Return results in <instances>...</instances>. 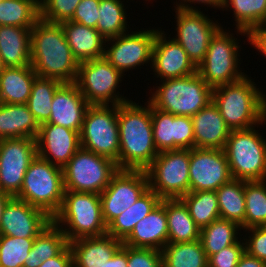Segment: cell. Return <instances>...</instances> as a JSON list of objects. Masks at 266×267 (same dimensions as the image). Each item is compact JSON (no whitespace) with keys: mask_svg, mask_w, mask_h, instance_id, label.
Returning <instances> with one entry per match:
<instances>
[{"mask_svg":"<svg viewBox=\"0 0 266 267\" xmlns=\"http://www.w3.org/2000/svg\"><path fill=\"white\" fill-rule=\"evenodd\" d=\"M134 101L118 105L119 170H146L158 155L151 118V104Z\"/></svg>","mask_w":266,"mask_h":267,"instance_id":"obj_1","label":"cell"},{"mask_svg":"<svg viewBox=\"0 0 266 267\" xmlns=\"http://www.w3.org/2000/svg\"><path fill=\"white\" fill-rule=\"evenodd\" d=\"M31 67L42 78L74 83L79 68L60 23L41 17L31 29Z\"/></svg>","mask_w":266,"mask_h":267,"instance_id":"obj_2","label":"cell"},{"mask_svg":"<svg viewBox=\"0 0 266 267\" xmlns=\"http://www.w3.org/2000/svg\"><path fill=\"white\" fill-rule=\"evenodd\" d=\"M251 80L245 74L238 81L212 90V102L231 131L266 124V95Z\"/></svg>","mask_w":266,"mask_h":267,"instance_id":"obj_3","label":"cell"},{"mask_svg":"<svg viewBox=\"0 0 266 267\" xmlns=\"http://www.w3.org/2000/svg\"><path fill=\"white\" fill-rule=\"evenodd\" d=\"M52 221L62 229L68 242L107 234L100 194L65 190L62 206Z\"/></svg>","mask_w":266,"mask_h":267,"instance_id":"obj_4","label":"cell"},{"mask_svg":"<svg viewBox=\"0 0 266 267\" xmlns=\"http://www.w3.org/2000/svg\"><path fill=\"white\" fill-rule=\"evenodd\" d=\"M148 102L156 109L192 117L212 102V88L196 72L181 78L160 81Z\"/></svg>","mask_w":266,"mask_h":267,"instance_id":"obj_5","label":"cell"},{"mask_svg":"<svg viewBox=\"0 0 266 267\" xmlns=\"http://www.w3.org/2000/svg\"><path fill=\"white\" fill-rule=\"evenodd\" d=\"M63 170L38 155L28 167L16 198L44 211L53 218L64 197Z\"/></svg>","mask_w":266,"mask_h":267,"instance_id":"obj_6","label":"cell"},{"mask_svg":"<svg viewBox=\"0 0 266 267\" xmlns=\"http://www.w3.org/2000/svg\"><path fill=\"white\" fill-rule=\"evenodd\" d=\"M255 129L230 131L224 152L234 179L266 180V139Z\"/></svg>","mask_w":266,"mask_h":267,"instance_id":"obj_7","label":"cell"},{"mask_svg":"<svg viewBox=\"0 0 266 267\" xmlns=\"http://www.w3.org/2000/svg\"><path fill=\"white\" fill-rule=\"evenodd\" d=\"M79 135L81 148L107 157L118 166V106L90 105L86 110Z\"/></svg>","mask_w":266,"mask_h":267,"instance_id":"obj_8","label":"cell"},{"mask_svg":"<svg viewBox=\"0 0 266 267\" xmlns=\"http://www.w3.org/2000/svg\"><path fill=\"white\" fill-rule=\"evenodd\" d=\"M237 38L224 31L223 26L211 38L205 59L197 66V73L212 88L233 83L245 75L239 70L240 53Z\"/></svg>","mask_w":266,"mask_h":267,"instance_id":"obj_9","label":"cell"},{"mask_svg":"<svg viewBox=\"0 0 266 267\" xmlns=\"http://www.w3.org/2000/svg\"><path fill=\"white\" fill-rule=\"evenodd\" d=\"M62 170L65 190L101 194L119 168L113 160L80 148Z\"/></svg>","mask_w":266,"mask_h":267,"instance_id":"obj_10","label":"cell"},{"mask_svg":"<svg viewBox=\"0 0 266 267\" xmlns=\"http://www.w3.org/2000/svg\"><path fill=\"white\" fill-rule=\"evenodd\" d=\"M190 150L159 152L145 170L149 188L161 199H180L190 192Z\"/></svg>","mask_w":266,"mask_h":267,"instance_id":"obj_11","label":"cell"},{"mask_svg":"<svg viewBox=\"0 0 266 267\" xmlns=\"http://www.w3.org/2000/svg\"><path fill=\"white\" fill-rule=\"evenodd\" d=\"M123 74L104 57L79 63L75 84L90 105H120L131 101L116 90Z\"/></svg>","mask_w":266,"mask_h":267,"instance_id":"obj_12","label":"cell"},{"mask_svg":"<svg viewBox=\"0 0 266 267\" xmlns=\"http://www.w3.org/2000/svg\"><path fill=\"white\" fill-rule=\"evenodd\" d=\"M149 189L145 170H119L101 192L102 217L108 225Z\"/></svg>","mask_w":266,"mask_h":267,"instance_id":"obj_13","label":"cell"},{"mask_svg":"<svg viewBox=\"0 0 266 267\" xmlns=\"http://www.w3.org/2000/svg\"><path fill=\"white\" fill-rule=\"evenodd\" d=\"M176 40L197 67L206 56L211 38L221 28L201 10H184L175 7Z\"/></svg>","mask_w":266,"mask_h":267,"instance_id":"obj_14","label":"cell"},{"mask_svg":"<svg viewBox=\"0 0 266 267\" xmlns=\"http://www.w3.org/2000/svg\"><path fill=\"white\" fill-rule=\"evenodd\" d=\"M37 156L36 139L13 138L0 140V190L16 197L25 173Z\"/></svg>","mask_w":266,"mask_h":267,"instance_id":"obj_15","label":"cell"},{"mask_svg":"<svg viewBox=\"0 0 266 267\" xmlns=\"http://www.w3.org/2000/svg\"><path fill=\"white\" fill-rule=\"evenodd\" d=\"M141 30L132 31L130 34L126 32L106 40V43L110 42L112 46L105 45L107 47L104 58L123 75L137 66L152 63L153 45L158 29Z\"/></svg>","mask_w":266,"mask_h":267,"instance_id":"obj_16","label":"cell"},{"mask_svg":"<svg viewBox=\"0 0 266 267\" xmlns=\"http://www.w3.org/2000/svg\"><path fill=\"white\" fill-rule=\"evenodd\" d=\"M231 179L224 149H190V192L216 191Z\"/></svg>","mask_w":266,"mask_h":267,"instance_id":"obj_17","label":"cell"},{"mask_svg":"<svg viewBox=\"0 0 266 267\" xmlns=\"http://www.w3.org/2000/svg\"><path fill=\"white\" fill-rule=\"evenodd\" d=\"M153 138L159 152L194 148L191 117L160 111L151 105Z\"/></svg>","mask_w":266,"mask_h":267,"instance_id":"obj_18","label":"cell"},{"mask_svg":"<svg viewBox=\"0 0 266 267\" xmlns=\"http://www.w3.org/2000/svg\"><path fill=\"white\" fill-rule=\"evenodd\" d=\"M52 222L44 211L12 197L6 204L0 221V235L35 238Z\"/></svg>","mask_w":266,"mask_h":267,"instance_id":"obj_19","label":"cell"},{"mask_svg":"<svg viewBox=\"0 0 266 267\" xmlns=\"http://www.w3.org/2000/svg\"><path fill=\"white\" fill-rule=\"evenodd\" d=\"M37 155L63 168L81 148L78 131L52 123L40 125L36 137Z\"/></svg>","mask_w":266,"mask_h":267,"instance_id":"obj_20","label":"cell"},{"mask_svg":"<svg viewBox=\"0 0 266 267\" xmlns=\"http://www.w3.org/2000/svg\"><path fill=\"white\" fill-rule=\"evenodd\" d=\"M164 33L162 29L158 30L152 51L151 67L157 78L165 80L195 74L197 67L186 51L173 38L166 39L167 35Z\"/></svg>","mask_w":266,"mask_h":267,"instance_id":"obj_21","label":"cell"},{"mask_svg":"<svg viewBox=\"0 0 266 267\" xmlns=\"http://www.w3.org/2000/svg\"><path fill=\"white\" fill-rule=\"evenodd\" d=\"M89 106L75 83H63L53 96L51 115L46 123L57 124L80 133Z\"/></svg>","mask_w":266,"mask_h":267,"instance_id":"obj_22","label":"cell"},{"mask_svg":"<svg viewBox=\"0 0 266 267\" xmlns=\"http://www.w3.org/2000/svg\"><path fill=\"white\" fill-rule=\"evenodd\" d=\"M135 248H152L161 251L168 243V224L165 199L142 218L132 232L122 241Z\"/></svg>","mask_w":266,"mask_h":267,"instance_id":"obj_23","label":"cell"},{"mask_svg":"<svg viewBox=\"0 0 266 267\" xmlns=\"http://www.w3.org/2000/svg\"><path fill=\"white\" fill-rule=\"evenodd\" d=\"M194 133V147L206 149H224L230 129L218 107L210 102L191 117Z\"/></svg>","mask_w":266,"mask_h":267,"instance_id":"obj_24","label":"cell"},{"mask_svg":"<svg viewBox=\"0 0 266 267\" xmlns=\"http://www.w3.org/2000/svg\"><path fill=\"white\" fill-rule=\"evenodd\" d=\"M73 267H102L122 247L121 240L108 234L68 242Z\"/></svg>","mask_w":266,"mask_h":267,"instance_id":"obj_25","label":"cell"},{"mask_svg":"<svg viewBox=\"0 0 266 267\" xmlns=\"http://www.w3.org/2000/svg\"><path fill=\"white\" fill-rule=\"evenodd\" d=\"M60 25L78 63L104 57L106 38L97 29L74 21H65Z\"/></svg>","mask_w":266,"mask_h":267,"instance_id":"obj_26","label":"cell"},{"mask_svg":"<svg viewBox=\"0 0 266 267\" xmlns=\"http://www.w3.org/2000/svg\"><path fill=\"white\" fill-rule=\"evenodd\" d=\"M40 125L26 104H0V140L36 139Z\"/></svg>","mask_w":266,"mask_h":267,"instance_id":"obj_27","label":"cell"},{"mask_svg":"<svg viewBox=\"0 0 266 267\" xmlns=\"http://www.w3.org/2000/svg\"><path fill=\"white\" fill-rule=\"evenodd\" d=\"M31 29L0 26V56L6 67L31 66Z\"/></svg>","mask_w":266,"mask_h":267,"instance_id":"obj_28","label":"cell"},{"mask_svg":"<svg viewBox=\"0 0 266 267\" xmlns=\"http://www.w3.org/2000/svg\"><path fill=\"white\" fill-rule=\"evenodd\" d=\"M37 76L31 66L6 67L0 73L1 103L26 104Z\"/></svg>","mask_w":266,"mask_h":267,"instance_id":"obj_29","label":"cell"},{"mask_svg":"<svg viewBox=\"0 0 266 267\" xmlns=\"http://www.w3.org/2000/svg\"><path fill=\"white\" fill-rule=\"evenodd\" d=\"M161 200L162 199L149 188L132 206L115 217L107 225V234L123 241L132 232L135 225L142 218L147 216Z\"/></svg>","mask_w":266,"mask_h":267,"instance_id":"obj_30","label":"cell"},{"mask_svg":"<svg viewBox=\"0 0 266 267\" xmlns=\"http://www.w3.org/2000/svg\"><path fill=\"white\" fill-rule=\"evenodd\" d=\"M168 243L193 242L200 239V228L180 199H165Z\"/></svg>","mask_w":266,"mask_h":267,"instance_id":"obj_31","label":"cell"},{"mask_svg":"<svg viewBox=\"0 0 266 267\" xmlns=\"http://www.w3.org/2000/svg\"><path fill=\"white\" fill-rule=\"evenodd\" d=\"M67 245L62 229L52 221L35 237L24 267H39L43 261L57 256Z\"/></svg>","mask_w":266,"mask_h":267,"instance_id":"obj_32","label":"cell"},{"mask_svg":"<svg viewBox=\"0 0 266 267\" xmlns=\"http://www.w3.org/2000/svg\"><path fill=\"white\" fill-rule=\"evenodd\" d=\"M220 218L237 223L245 229L244 181L232 178L216 191Z\"/></svg>","mask_w":266,"mask_h":267,"instance_id":"obj_33","label":"cell"},{"mask_svg":"<svg viewBox=\"0 0 266 267\" xmlns=\"http://www.w3.org/2000/svg\"><path fill=\"white\" fill-rule=\"evenodd\" d=\"M162 267H208V258L199 240L167 243L161 250Z\"/></svg>","mask_w":266,"mask_h":267,"instance_id":"obj_34","label":"cell"},{"mask_svg":"<svg viewBox=\"0 0 266 267\" xmlns=\"http://www.w3.org/2000/svg\"><path fill=\"white\" fill-rule=\"evenodd\" d=\"M230 5V6H229ZM233 9L237 33L249 39L266 18V0H224L222 9Z\"/></svg>","mask_w":266,"mask_h":267,"instance_id":"obj_35","label":"cell"},{"mask_svg":"<svg viewBox=\"0 0 266 267\" xmlns=\"http://www.w3.org/2000/svg\"><path fill=\"white\" fill-rule=\"evenodd\" d=\"M241 227L227 219L219 218L200 229V241L207 258L238 241Z\"/></svg>","mask_w":266,"mask_h":267,"instance_id":"obj_36","label":"cell"},{"mask_svg":"<svg viewBox=\"0 0 266 267\" xmlns=\"http://www.w3.org/2000/svg\"><path fill=\"white\" fill-rule=\"evenodd\" d=\"M62 84L63 82L53 78H35L26 105L39 125L49 120L53 96Z\"/></svg>","mask_w":266,"mask_h":267,"instance_id":"obj_37","label":"cell"},{"mask_svg":"<svg viewBox=\"0 0 266 267\" xmlns=\"http://www.w3.org/2000/svg\"><path fill=\"white\" fill-rule=\"evenodd\" d=\"M40 18L37 0L0 1V26L32 28Z\"/></svg>","mask_w":266,"mask_h":267,"instance_id":"obj_38","label":"cell"},{"mask_svg":"<svg viewBox=\"0 0 266 267\" xmlns=\"http://www.w3.org/2000/svg\"><path fill=\"white\" fill-rule=\"evenodd\" d=\"M180 200L186 205L190 216L200 229L220 218L215 191L189 192Z\"/></svg>","mask_w":266,"mask_h":267,"instance_id":"obj_39","label":"cell"},{"mask_svg":"<svg viewBox=\"0 0 266 267\" xmlns=\"http://www.w3.org/2000/svg\"><path fill=\"white\" fill-rule=\"evenodd\" d=\"M122 0H100L96 29L107 39L126 33L127 13Z\"/></svg>","mask_w":266,"mask_h":267,"instance_id":"obj_40","label":"cell"},{"mask_svg":"<svg viewBox=\"0 0 266 267\" xmlns=\"http://www.w3.org/2000/svg\"><path fill=\"white\" fill-rule=\"evenodd\" d=\"M245 229L266 225V180L244 181Z\"/></svg>","mask_w":266,"mask_h":267,"instance_id":"obj_41","label":"cell"},{"mask_svg":"<svg viewBox=\"0 0 266 267\" xmlns=\"http://www.w3.org/2000/svg\"><path fill=\"white\" fill-rule=\"evenodd\" d=\"M34 240L0 235V267H24Z\"/></svg>","mask_w":266,"mask_h":267,"instance_id":"obj_42","label":"cell"},{"mask_svg":"<svg viewBox=\"0 0 266 267\" xmlns=\"http://www.w3.org/2000/svg\"><path fill=\"white\" fill-rule=\"evenodd\" d=\"M80 1L81 0H44L40 4V17L54 23L70 21Z\"/></svg>","mask_w":266,"mask_h":267,"instance_id":"obj_43","label":"cell"},{"mask_svg":"<svg viewBox=\"0 0 266 267\" xmlns=\"http://www.w3.org/2000/svg\"><path fill=\"white\" fill-rule=\"evenodd\" d=\"M127 267H162L161 251L127 246Z\"/></svg>","mask_w":266,"mask_h":267,"instance_id":"obj_44","label":"cell"},{"mask_svg":"<svg viewBox=\"0 0 266 267\" xmlns=\"http://www.w3.org/2000/svg\"><path fill=\"white\" fill-rule=\"evenodd\" d=\"M244 253L245 243L240 237V241L211 255L208 258V267H236Z\"/></svg>","mask_w":266,"mask_h":267,"instance_id":"obj_45","label":"cell"},{"mask_svg":"<svg viewBox=\"0 0 266 267\" xmlns=\"http://www.w3.org/2000/svg\"><path fill=\"white\" fill-rule=\"evenodd\" d=\"M248 231V239H244L245 251L266 263V225L245 229ZM251 232V234H249ZM246 239V240H245Z\"/></svg>","mask_w":266,"mask_h":267,"instance_id":"obj_46","label":"cell"},{"mask_svg":"<svg viewBox=\"0 0 266 267\" xmlns=\"http://www.w3.org/2000/svg\"><path fill=\"white\" fill-rule=\"evenodd\" d=\"M100 0H81L70 21L96 29Z\"/></svg>","mask_w":266,"mask_h":267,"instance_id":"obj_47","label":"cell"},{"mask_svg":"<svg viewBox=\"0 0 266 267\" xmlns=\"http://www.w3.org/2000/svg\"><path fill=\"white\" fill-rule=\"evenodd\" d=\"M39 267H73V257L69 245L57 256L43 261Z\"/></svg>","mask_w":266,"mask_h":267,"instance_id":"obj_48","label":"cell"},{"mask_svg":"<svg viewBox=\"0 0 266 267\" xmlns=\"http://www.w3.org/2000/svg\"><path fill=\"white\" fill-rule=\"evenodd\" d=\"M180 1V0H179ZM189 3V4H188ZM192 4H203V5H208L209 7H214V8H222L224 0H181L180 3L176 2V7L184 10H200L196 9V7L192 6ZM191 5V6H190Z\"/></svg>","mask_w":266,"mask_h":267,"instance_id":"obj_49","label":"cell"},{"mask_svg":"<svg viewBox=\"0 0 266 267\" xmlns=\"http://www.w3.org/2000/svg\"><path fill=\"white\" fill-rule=\"evenodd\" d=\"M102 267H127V245L122 247Z\"/></svg>","mask_w":266,"mask_h":267,"instance_id":"obj_50","label":"cell"},{"mask_svg":"<svg viewBox=\"0 0 266 267\" xmlns=\"http://www.w3.org/2000/svg\"><path fill=\"white\" fill-rule=\"evenodd\" d=\"M236 267H266V263L245 251Z\"/></svg>","mask_w":266,"mask_h":267,"instance_id":"obj_51","label":"cell"},{"mask_svg":"<svg viewBox=\"0 0 266 267\" xmlns=\"http://www.w3.org/2000/svg\"><path fill=\"white\" fill-rule=\"evenodd\" d=\"M249 39H266V18L256 30L249 34Z\"/></svg>","mask_w":266,"mask_h":267,"instance_id":"obj_52","label":"cell"},{"mask_svg":"<svg viewBox=\"0 0 266 267\" xmlns=\"http://www.w3.org/2000/svg\"><path fill=\"white\" fill-rule=\"evenodd\" d=\"M249 44L253 45L254 49H257L263 56H266V39H248Z\"/></svg>","mask_w":266,"mask_h":267,"instance_id":"obj_53","label":"cell"},{"mask_svg":"<svg viewBox=\"0 0 266 267\" xmlns=\"http://www.w3.org/2000/svg\"><path fill=\"white\" fill-rule=\"evenodd\" d=\"M12 197L7 194V193H4L0 190V221H1V217L3 215V211H4V208L7 204V202L11 199Z\"/></svg>","mask_w":266,"mask_h":267,"instance_id":"obj_54","label":"cell"},{"mask_svg":"<svg viewBox=\"0 0 266 267\" xmlns=\"http://www.w3.org/2000/svg\"><path fill=\"white\" fill-rule=\"evenodd\" d=\"M6 68L2 57L0 56V73Z\"/></svg>","mask_w":266,"mask_h":267,"instance_id":"obj_55","label":"cell"},{"mask_svg":"<svg viewBox=\"0 0 266 267\" xmlns=\"http://www.w3.org/2000/svg\"><path fill=\"white\" fill-rule=\"evenodd\" d=\"M39 4H41L44 0H37Z\"/></svg>","mask_w":266,"mask_h":267,"instance_id":"obj_56","label":"cell"}]
</instances>
